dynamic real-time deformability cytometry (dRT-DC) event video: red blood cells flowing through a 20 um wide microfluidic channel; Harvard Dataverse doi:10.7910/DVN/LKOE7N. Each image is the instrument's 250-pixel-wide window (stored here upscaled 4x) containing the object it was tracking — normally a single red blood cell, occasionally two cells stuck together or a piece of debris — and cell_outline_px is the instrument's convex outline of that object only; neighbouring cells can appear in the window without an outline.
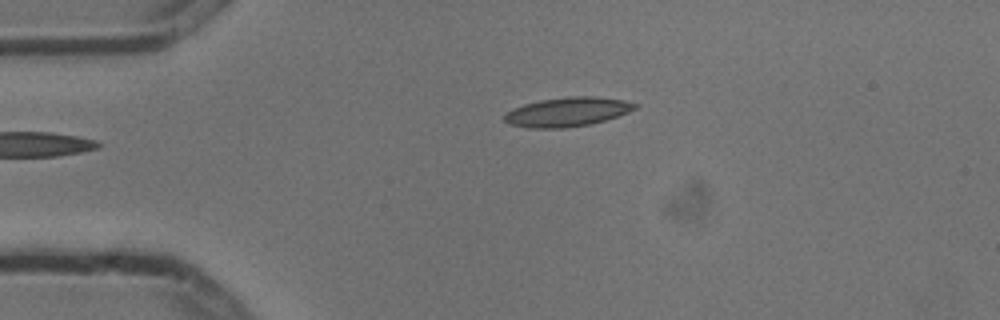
{"species": "common noctule bat (a hibernating species)", "species_latin": "Nyctalus noctula", "temperature_condition": "cold", "stored_images_in_passage": 6, "camera_frame_rate_fps": 3000, "um_per_image_px": 0.085, "animal": {"sex": "male", "body_mass_g": 13.3}, "frame": {"image": 1, "passage_image": 6, "time_ms": 1.667, "image_size_px": [1000, 320], "cell_outline_px": [[640, 104], [636, 108], [628, 112], [604, 120], [588, 124], [564, 128], [528, 128], [508, 124], [504, 120], [504, 116], [512, 108], [524, 104], [540, 100], [568, 96], [596, 96], [624, 100]], "centroid_in_image_um": [48.21, 9.5], "position_along_channel_um": 36.8, "area_um2": 22.2}}